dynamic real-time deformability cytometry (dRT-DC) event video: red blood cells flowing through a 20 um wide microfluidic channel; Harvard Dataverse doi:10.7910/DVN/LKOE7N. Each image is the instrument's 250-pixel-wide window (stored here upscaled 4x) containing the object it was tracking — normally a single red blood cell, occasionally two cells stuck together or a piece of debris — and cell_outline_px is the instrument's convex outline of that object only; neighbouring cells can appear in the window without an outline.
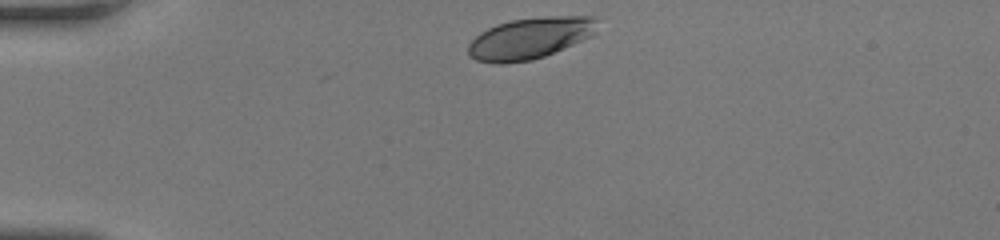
{"species": "human", "species_latin": "Homo sapiens", "temperature_condition": "room temperature", "stored_images_in_passage": 31, "camera_frame_rate_fps": 3000, "um_per_image_px": 0.085, "donor": {"sex": "female"}, "frame": {"image": 1, "passage_image": 1, "time_ms": 0.0, "image_size_px": [1000, 240], "cell_outline_px": [[600, 16], [596, 32], [592, 36], [544, 56], [532, 60], [500, 64], [496, 64], [476, 60], [468, 56], [468, 44], [480, 32], [496, 24], [512, 20], [544, 16]], "centroid_in_image_um": [45.07, 3.23], "position_along_channel_um": 39.9, "area_um2": 31.44}}
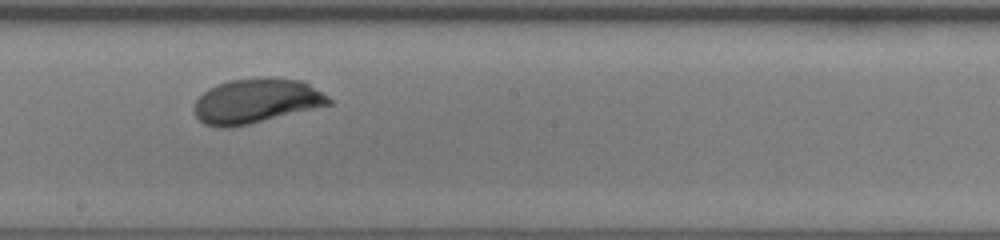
{"frame": {"image": 2, "passage_image": 18, "time_ms": 5.667, "image_size_px": [1000, 240], "cell_outline_px": [[332, 104], [248, 124], [228, 128], [220, 128], [204, 124], [196, 116], [192, 108], [196, 100], [208, 88], [216, 84], [228, 80], [260, 76], [268, 76], [304, 80], [328, 96], [332, 100]], "centroid_in_image_um": [21.77, 8.55], "position_along_channel_um": 226.4, "area_um2": 35.49}}
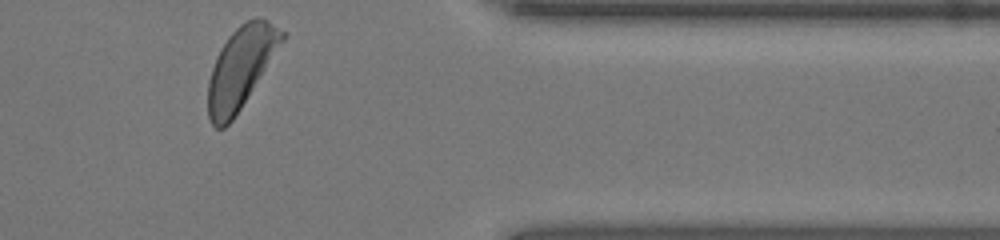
{"frame": {"image": 3, "passage_image": 31, "time_ms": 10.0, "image_size_px": [1000, 240], "cell_outline_px": [[284, 40], [240, 108], [232, 120], [224, 128], [216, 128], [208, 120], [208, 80], [216, 56], [220, 48], [228, 36], [240, 24], [256, 16], [260, 16], [268, 20], [284, 32]], "centroid_in_image_um": [20.44, 5.73], "position_along_channel_um": 391.0, "area_um2": 34.56}, "authors_computed_cell_mechanics": {"area_um2": 34.102, "velocity_mm_per_s": 4.1457, "shape_relaxation_time_tau1_ms": 2.7153, "shape_relaxation_time_tau2_ms": null, "deformation_change_tau1": 0.1294, "deformation_change_tau2": null}}